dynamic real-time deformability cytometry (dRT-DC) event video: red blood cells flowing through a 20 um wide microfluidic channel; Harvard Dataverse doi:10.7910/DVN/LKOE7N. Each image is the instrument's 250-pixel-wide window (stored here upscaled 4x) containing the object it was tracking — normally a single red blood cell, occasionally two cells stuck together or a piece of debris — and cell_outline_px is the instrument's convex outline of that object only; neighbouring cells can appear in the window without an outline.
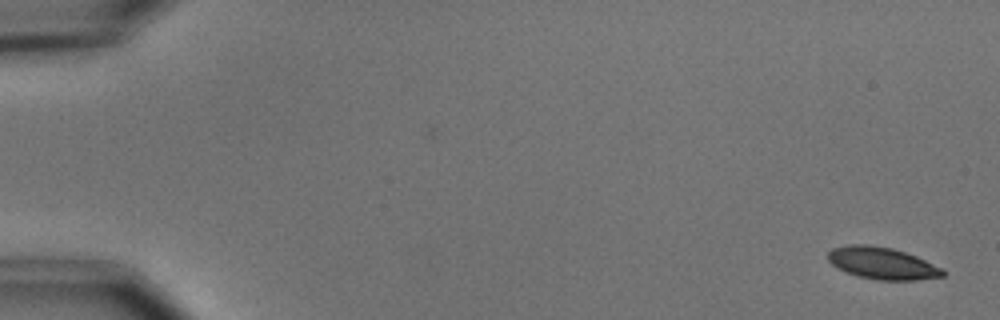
{"species": "common noctule bat (a hibernating species)", "species_latin": "Nyctalus noctula", "temperature_condition": "cold", "stored_images_in_passage": 5, "camera_frame_rate_fps": 3000, "um_per_image_px": 0.085, "animal": {"sex": "male", "body_mass_g": 15.6}, "frame": {"image": 1, "passage_image": 1, "time_ms": 0.0, "image_size_px": [1000, 320], "cell_outline_px": [[944, 276], [916, 280], [876, 280], [856, 276], [832, 264], [828, 260], [828, 252], [832, 248], [848, 244], [868, 244], [892, 248], [916, 256], [940, 268], [944, 272]], "centroid_in_image_um": [74.95, 22.37], "position_along_channel_um": 10.1, "area_um2": 21.21}}
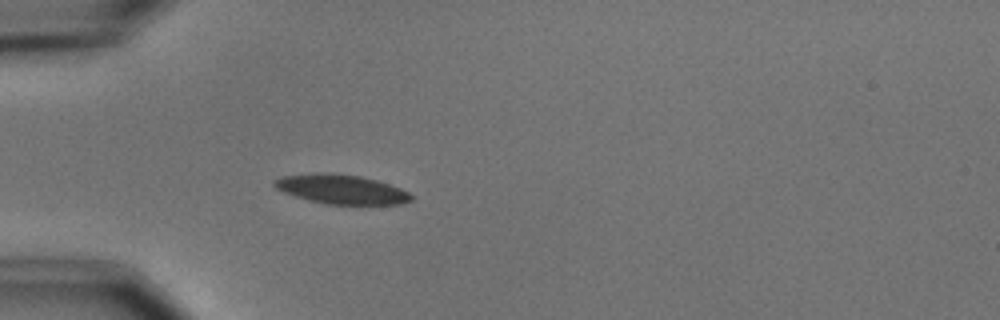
{"frame": {"image": 2, "passage_image": 5, "time_ms": 5.0, "image_size_px": [1000, 320], "cell_outline_px": [[416, 196], [412, 200], [400, 204], [328, 204], [296, 196], [284, 192], [276, 188], [272, 184], [272, 180], [280, 176], [316, 172], [328, 172], [360, 176], [376, 180], [400, 188]], "centroid_in_image_um": [29.0, 16.07], "position_along_channel_um": 56.0, "area_um2": 23.41}}